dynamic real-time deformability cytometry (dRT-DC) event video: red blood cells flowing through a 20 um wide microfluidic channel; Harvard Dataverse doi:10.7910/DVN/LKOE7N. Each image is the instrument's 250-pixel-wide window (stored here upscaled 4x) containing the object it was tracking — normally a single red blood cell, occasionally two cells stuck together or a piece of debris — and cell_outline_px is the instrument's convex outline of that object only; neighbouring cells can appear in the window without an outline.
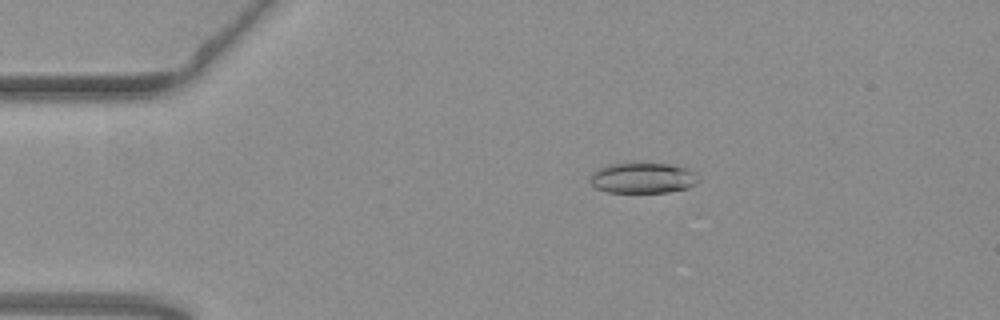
{"species": "common noctule bat (a hibernating species)", "species_latin": "Nyctalus noctula", "temperature_condition": "warm", "stored_images_in_passage": 56, "camera_frame_rate_fps": 3000, "um_per_image_px": 0.085, "animal": {"sex": "female", "body_mass_g": 19.3, "forearm_length_mm": 54.1}, "frame": {"image": 1, "passage_image": 11, "time_ms": 3.333, "image_size_px": [1000, 320], "cell_outline_px": [[700, 180], [696, 184], [688, 188], [668, 192], [608, 192], [596, 188], [588, 180], [592, 172], [608, 164], [668, 164], [688, 168], [696, 172], [700, 176]], "centroid_in_image_um": [54.68, 15.14], "position_along_channel_um": 30.3, "area_um2": 19.36}}
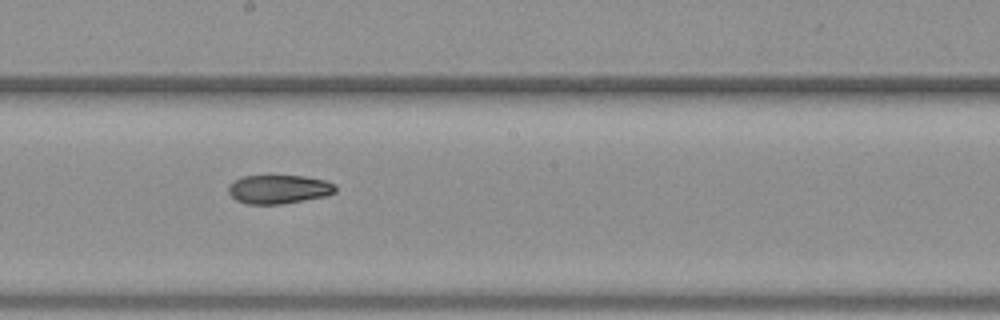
{"frame": {"image": 2, "passage_image": 31, "time_ms": 10.0, "image_size_px": [1000, 320], "cell_outline_px": [[336, 192], [324, 196], [284, 204], [248, 204], [236, 200], [228, 192], [228, 188], [240, 176], [304, 176], [324, 180], [336, 184]], "centroid_in_image_um": [23.71, 16.09], "position_along_channel_um": 224.5, "area_um2": 17.86}}
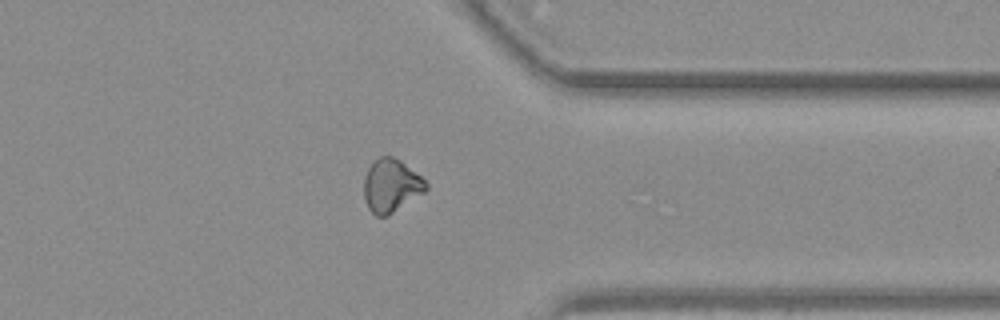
{"frame": {"image": 3, "passage_image": 44, "time_ms": 14.333, "image_size_px": [1000, 320], "cell_outline_px": [[428, 188], [424, 192], [388, 216], [376, 216], [368, 208], [364, 196], [364, 180], [368, 168], [380, 156], [392, 156], [400, 160], [420, 176], [428, 184]], "centroid_in_image_um": [33.24, 15.79], "position_along_channel_um": 378.2, "area_um2": 18.96}, "authors_computed_cell_mechanics": {"area_um2": 19.3341, "velocity_mm_per_s": 3.7086, "shape_relaxation_time_tau1_ms": null, "shape_relaxation_time_tau2_ms": 7.4607, "deformation_change_tau1": null, "deformation_change_tau2": 0.1424}}